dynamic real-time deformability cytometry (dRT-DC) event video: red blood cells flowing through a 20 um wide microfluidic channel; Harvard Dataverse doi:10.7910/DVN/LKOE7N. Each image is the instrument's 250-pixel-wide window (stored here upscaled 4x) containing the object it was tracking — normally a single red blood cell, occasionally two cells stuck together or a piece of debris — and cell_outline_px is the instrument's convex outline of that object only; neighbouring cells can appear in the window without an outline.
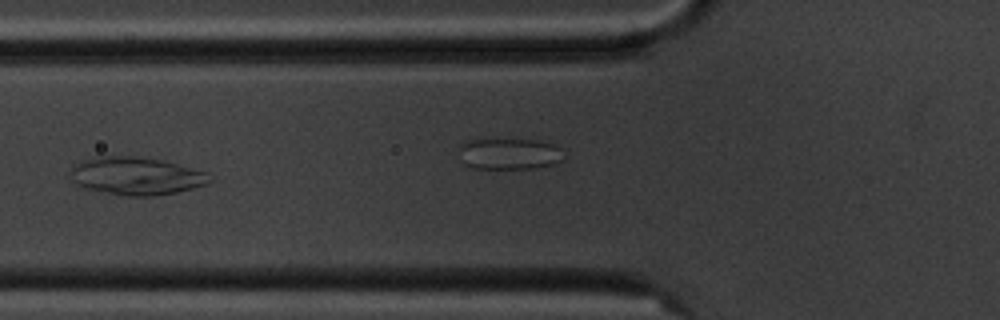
{"species": "common noctule bat (a hibernating species)", "species_latin": "Nyctalus noctula", "temperature_condition": "cold", "stored_images_in_passage": 8, "camera_frame_rate_fps": 3000, "um_per_image_px": 0.085, "animal": {"sex": "male", "body_mass_g": 20.1, "forearm_length_mm": 53.5}, "frame": {"image": 1, "passage_image": 5, "time_ms": 5.333, "image_size_px": [1000, 320], "cell_outline_px": [[212, 180], [208, 184], [176, 192], [152, 196], [124, 196], [88, 188], [76, 184], [72, 180], [72, 164], [84, 160], [104, 156], [136, 156], [164, 160], [208, 172]], "centroid_in_image_um": [11.62, 14.95], "position_along_channel_um": 114.2, "area_um2": 30.58}}
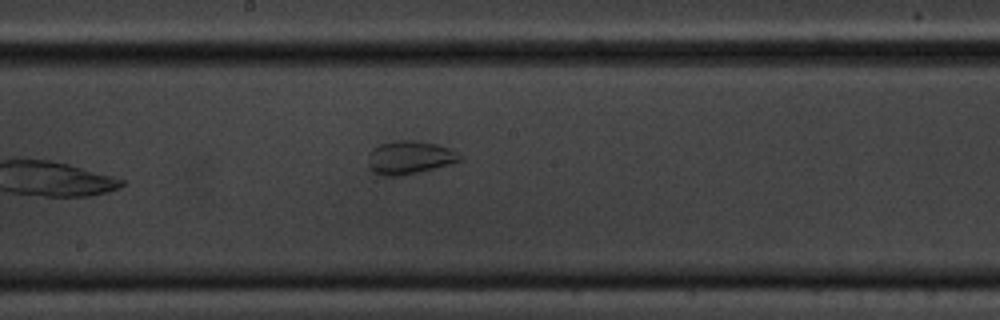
{"frame": {"image": 2, "passage_image": 8, "time_ms": 9.0, "image_size_px": [1000, 320], "cell_outline_px": [[464, 160], [452, 164], [404, 176], [384, 176], [372, 172], [368, 168], [368, 156], [372, 148], [380, 144], [396, 140], [420, 140], [452, 148], [464, 156]], "centroid_in_image_um": [34.86, 13.39], "position_along_channel_um": 213.3, "area_um2": 18.44}}